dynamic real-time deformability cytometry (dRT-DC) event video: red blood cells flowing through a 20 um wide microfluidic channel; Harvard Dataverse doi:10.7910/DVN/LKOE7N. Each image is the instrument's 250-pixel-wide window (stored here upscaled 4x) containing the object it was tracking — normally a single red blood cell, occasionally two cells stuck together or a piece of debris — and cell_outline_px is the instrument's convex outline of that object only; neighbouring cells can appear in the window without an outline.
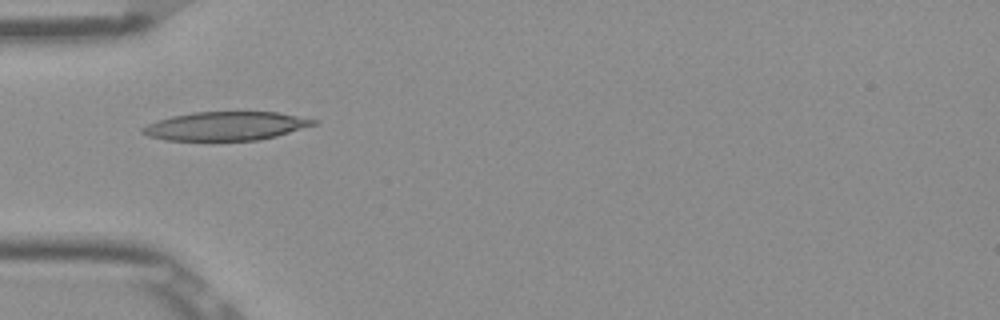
{"species": "Egyptian fruit bat (a non-hibernating species)", "species_latin": "Rousettus aegyptiacus", "temperature_condition": "room temperature", "stored_images_in_passage": 51, "camera_frame_rate_fps": 3000, "um_per_image_px": 0.085, "frame": {"image": 1, "passage_image": 16, "time_ms": 5.0, "image_size_px": [1000, 320], "cell_outline_px": [[316, 124], [276, 136], [260, 140], [164, 140], [148, 136], [140, 132], [140, 128], [156, 120], [172, 116], [192, 112], [276, 112], [316, 120]], "centroid_in_image_um": [19.12, 10.71], "position_along_channel_um": 65.9, "area_um2": 28.38}}
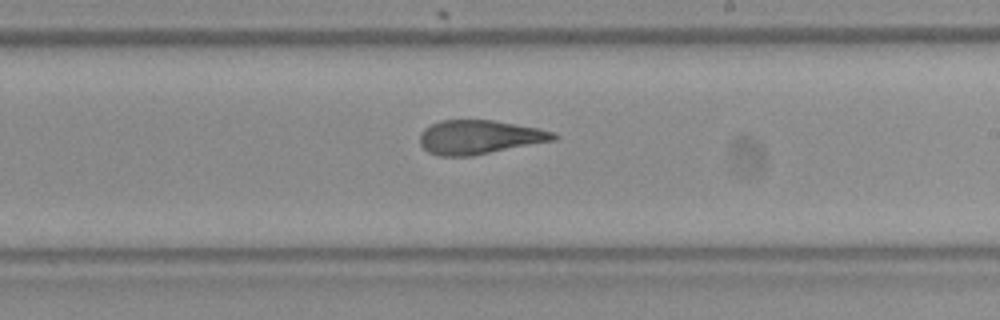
{"frame": {"image": 2, "passage_image": 30, "time_ms": 9.667, "image_size_px": [1000, 320], "cell_outline_px": [[560, 136], [556, 140], [472, 156], [436, 156], [428, 152], [420, 144], [420, 132], [424, 128], [440, 120], [492, 120], [540, 128], [556, 132]], "centroid_in_image_um": [40.77, 11.66], "position_along_channel_um": 248.2, "area_um2": 26.76}}
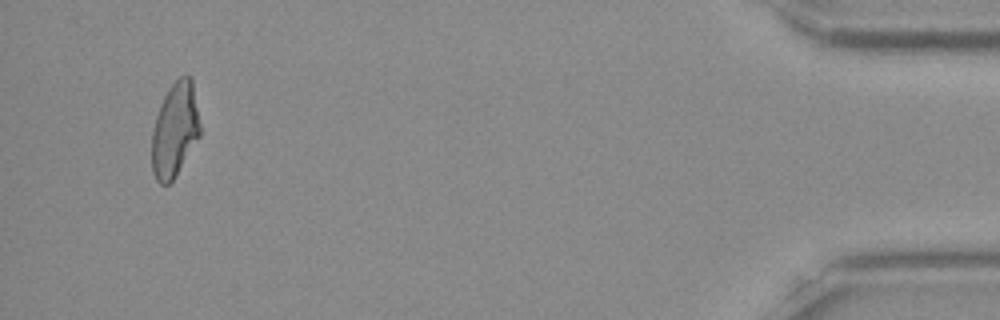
{"frame": {"image": 3, "passage_image": 49, "time_ms": 16.0, "image_size_px": [1000, 320], "cell_outline_px": [[200, 136], [172, 180], [168, 184], [160, 184], [156, 180], [152, 172], [152, 132], [156, 116], [160, 104], [168, 88], [180, 76], [192, 76], [200, 124]], "centroid_in_image_um": [14.86, 11.02], "position_along_channel_um": 420.3, "area_um2": 26.41}, "authors_computed_cell_mechanics": {"area_um2": 27.455, "velocity_mm_per_s": 3.9112, "shape_relaxation_time_tau1_ms": null, "shape_relaxation_time_tau2_ms": 2.4251, "deformation_change_tau1": null, "deformation_change_tau2": 0.1178}}